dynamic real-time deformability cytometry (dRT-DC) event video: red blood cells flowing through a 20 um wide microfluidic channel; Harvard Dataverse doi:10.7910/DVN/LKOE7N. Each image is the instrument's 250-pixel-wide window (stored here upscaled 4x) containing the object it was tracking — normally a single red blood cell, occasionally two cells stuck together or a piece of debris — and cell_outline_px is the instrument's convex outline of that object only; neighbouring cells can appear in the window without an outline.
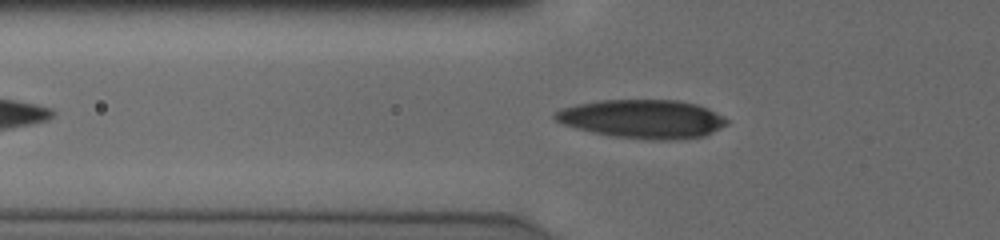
{"species": "human", "species_latin": "Homo sapiens", "temperature_condition": "cold", "stored_images_in_passage": 42, "camera_frame_rate_fps": 3000, "um_per_image_px": 0.085, "donor": {"sex": "male"}, "frame": {"image": 1, "passage_image": 8, "time_ms": 2.333, "image_size_px": [1000, 240], "cell_outline_px": [[728, 124], [704, 136], [668, 140], [652, 140], [616, 136], [576, 128], [564, 124], [556, 120], [552, 116], [560, 108], [576, 104], [596, 100], [676, 100], [696, 104], [708, 108], [728, 120]], "centroid_in_image_um": [54.61, 10.1], "position_along_channel_um": 71.2, "area_um2": 38.38}}
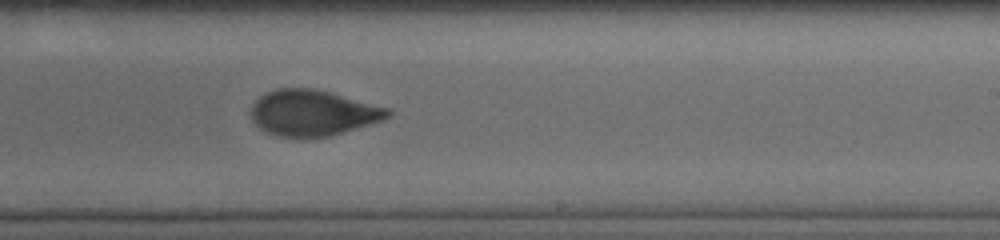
{"frame": {"image": 2, "passage_image": 23, "time_ms": 7.333, "image_size_px": [1000, 240], "cell_outline_px": [[392, 112], [384, 120], [332, 136], [304, 140], [300, 140], [276, 136], [260, 128], [252, 120], [252, 104], [260, 96], [276, 88], [312, 88], [332, 92], [388, 108]], "centroid_in_image_um": [26.59, 9.63], "position_along_channel_um": 262.4, "area_um2": 37.17}}
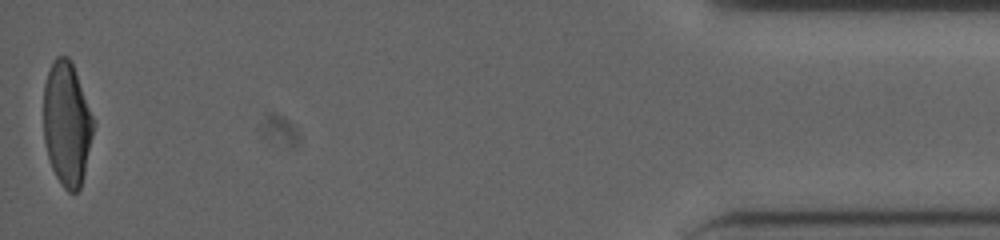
{"frame": {"image": 3, "passage_image": 42, "time_ms": 13.667, "image_size_px": [1000, 240], "cell_outline_px": [[96, 124], [80, 188], [76, 192], [68, 192], [64, 188], [56, 176], [52, 168], [48, 156], [44, 140], [44, 84], [52, 60], [56, 56], [68, 56], [72, 64], [96, 120]], "centroid_in_image_um": [5.7, 10.51], "position_along_channel_um": 429.5, "area_um2": 36.18}, "authors_computed_cell_mechanics": {"area_um2": 36.8186, "velocity_mm_per_s": 3.8752, "shape_relaxation_time_tau1_ms": 4.9015, "shape_relaxation_time_tau2_ms": 1.5674, "deformation_change_tau1": 0.1767, "deformation_change_tau2": 0.0664}}